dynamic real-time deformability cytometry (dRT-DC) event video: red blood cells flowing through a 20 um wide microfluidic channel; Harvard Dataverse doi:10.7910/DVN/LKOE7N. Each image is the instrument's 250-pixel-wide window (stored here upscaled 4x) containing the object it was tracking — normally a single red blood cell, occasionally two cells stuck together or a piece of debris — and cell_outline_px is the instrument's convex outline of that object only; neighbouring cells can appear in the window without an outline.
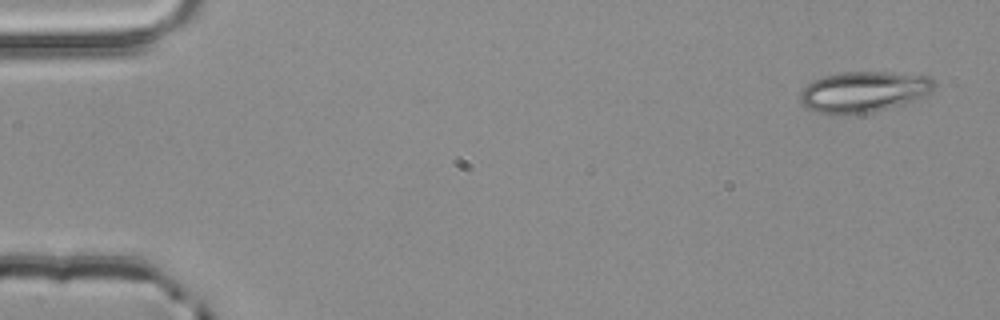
{"species": "common noctule bat (a hibernating species)", "species_latin": "Nyctalus noctula", "temperature_condition": "room temperature", "stored_images_in_passage": 3, "camera_frame_rate_fps": 3000, "um_per_image_px": 0.085, "animal": {"sex": "male", "body_mass_g": 20.4}, "frame": {"image": 1, "passage_image": 3, "time_ms": 0.667, "image_size_px": [1000, 320], "cell_outline_px": [[936, 84], [932, 92], [916, 100], [904, 104], [868, 112], [820, 112], [804, 108], [800, 104], [800, 92], [812, 80], [824, 76], [844, 72], [888, 72], [932, 76]], "centroid_in_image_um": [73.46, 7.76], "position_along_channel_um": 11.5, "area_um2": 31.56}}